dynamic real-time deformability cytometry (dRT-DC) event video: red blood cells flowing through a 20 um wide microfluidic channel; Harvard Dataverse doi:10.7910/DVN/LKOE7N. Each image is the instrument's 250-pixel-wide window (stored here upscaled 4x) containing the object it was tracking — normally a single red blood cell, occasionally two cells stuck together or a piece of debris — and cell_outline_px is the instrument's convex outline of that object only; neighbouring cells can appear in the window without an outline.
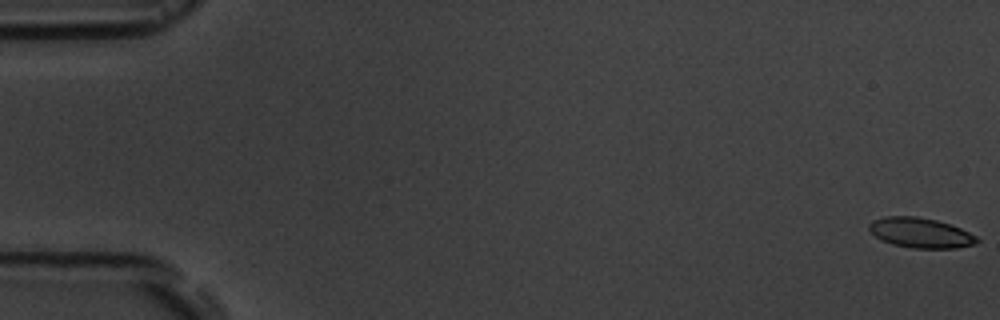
{"species": "common noctule bat (a hibernating species)", "species_latin": "Nyctalus noctula", "temperature_condition": "room temperature", "stored_images_in_passage": 8, "camera_frame_rate_fps": 3000, "um_per_image_px": 0.085, "animal": {"sex": "male", "body_mass_g": 19.5, "forearm_length_mm": 54.6}, "frame": {"image": 1, "passage_image": 1, "time_ms": 0.0, "image_size_px": [1000, 320], "cell_outline_px": [[980, 240], [976, 244], [956, 248], [912, 248], [892, 244], [880, 240], [868, 228], [868, 224], [872, 220], [884, 216], [916, 216], [936, 220], [960, 228], [976, 236]], "centroid_in_image_um": [78.22, 19.79], "position_along_channel_um": 6.8, "area_um2": 18.9}}
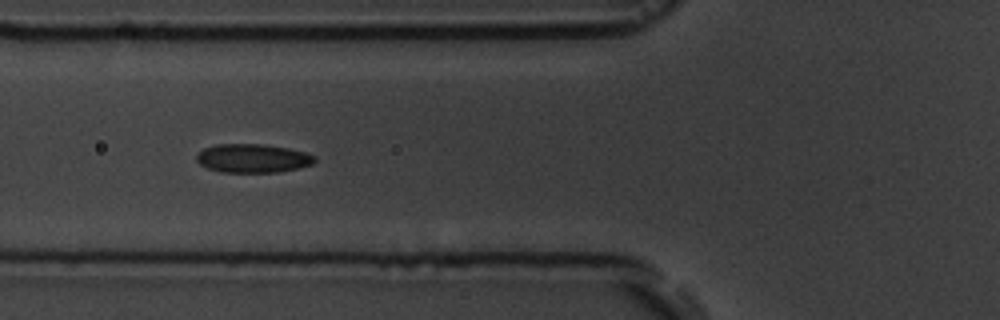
{"frame": {"image": 2, "passage_image": 7, "time_ms": 7.0, "image_size_px": [1000, 320], "cell_outline_px": [[316, 160], [312, 164], [300, 168], [280, 172], [220, 172], [208, 168], [200, 164], [196, 160], [196, 156], [204, 148], [216, 144], [260, 144], [288, 148], [308, 152], [316, 156]], "centroid_in_image_um": [21.52, 13.46], "position_along_channel_um": 104.3, "area_um2": 19.88}}
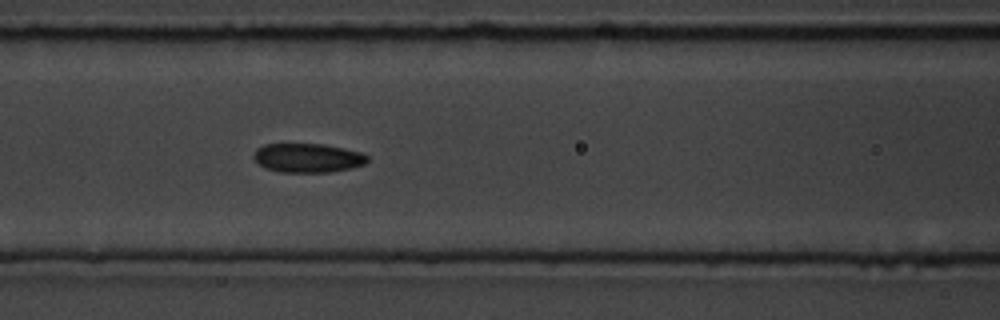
{"frame": {"image": 3, "passage_image": 8, "time_ms": 8.0, "image_size_px": [1000, 320], "cell_outline_px": [[368, 160], [364, 164], [352, 168], [328, 172], [280, 172], [264, 168], [252, 156], [256, 148], [264, 144], [324, 144], [344, 148], [360, 152], [368, 156]], "centroid_in_image_um": [26.14, 13.42], "position_along_channel_um": 140.5, "area_um2": 19.31}}